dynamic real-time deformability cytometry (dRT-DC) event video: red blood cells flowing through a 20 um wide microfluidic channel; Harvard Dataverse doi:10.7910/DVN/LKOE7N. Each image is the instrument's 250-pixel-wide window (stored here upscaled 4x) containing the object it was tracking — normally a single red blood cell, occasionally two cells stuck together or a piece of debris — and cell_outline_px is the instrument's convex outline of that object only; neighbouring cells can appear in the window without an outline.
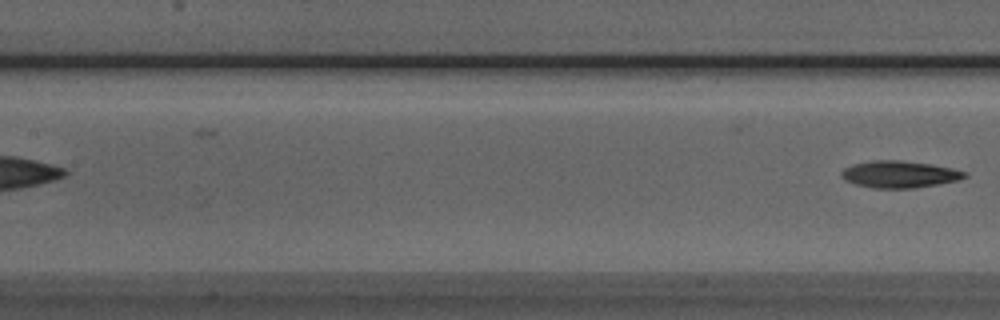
{"species": "Egyptian fruit bat (a non-hibernating species)", "species_latin": "Rousettus aegyptiacus", "temperature_condition": "room temperature", "stored_images_in_passage": 7, "camera_frame_rate_fps": 3000, "um_per_image_px": 0.085, "animal": {"sex": "male"}, "frame": {"image": 1, "passage_image": 7, "time_ms": 7.0, "image_size_px": [1000, 320], "cell_outline_px": [[968, 176], [960, 180], [912, 188], [876, 188], [856, 184], [844, 180], [840, 176], [840, 172], [844, 168], [852, 164], [872, 160], [900, 160], [932, 164], [952, 168], [968, 172]], "centroid_in_image_um": [76.45, 14.8], "position_along_channel_um": 130.9, "area_um2": 19.42}}